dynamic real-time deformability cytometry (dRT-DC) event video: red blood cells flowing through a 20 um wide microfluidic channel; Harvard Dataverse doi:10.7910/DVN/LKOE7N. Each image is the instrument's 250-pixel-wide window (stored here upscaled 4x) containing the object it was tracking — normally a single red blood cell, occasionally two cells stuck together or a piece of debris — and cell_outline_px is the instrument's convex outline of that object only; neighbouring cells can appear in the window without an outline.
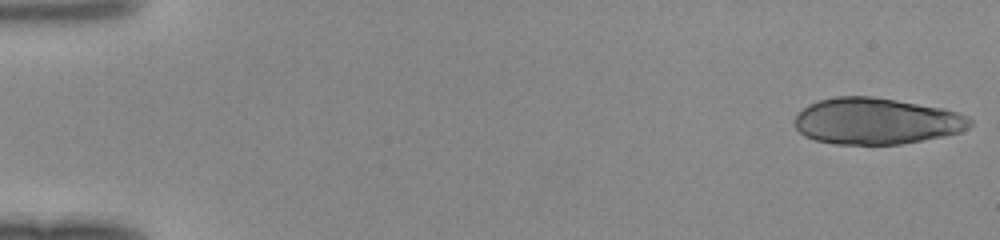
{"species": "human", "species_latin": "Homo sapiens", "temperature_condition": "room temperature", "stored_images_in_passage": 48, "camera_frame_rate_fps": 3000, "um_per_image_px": 0.085, "donor": {"sex": "female"}, "frame": {"image": 1, "passage_image": 1, "time_ms": 0.0, "image_size_px": [1000, 240], "cell_outline_px": [[972, 124], [968, 128], [960, 132], [944, 136], [924, 140], [900, 144], [836, 144], [816, 140], [804, 136], [796, 128], [796, 116], [808, 104], [820, 100], [836, 96], [868, 96], [896, 100], [944, 108], [968, 116], [972, 120]], "centroid_in_image_um": [74.52, 10.3], "position_along_channel_um": 10.5, "area_um2": 47.28}}
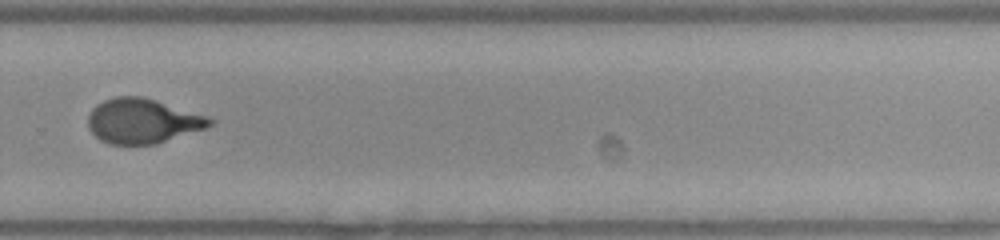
{"frame": {"image": 2, "passage_image": 34, "time_ms": 11.0, "image_size_px": [1000, 240], "cell_outline_px": [[216, 120], [212, 124], [204, 128], [156, 144], [108, 144], [100, 140], [88, 128], [88, 116], [92, 108], [96, 104], [104, 100], [116, 96], [140, 96], [156, 100]], "centroid_in_image_um": [12.06, 10.28], "position_along_channel_um": 317.7, "area_um2": 31.39}}
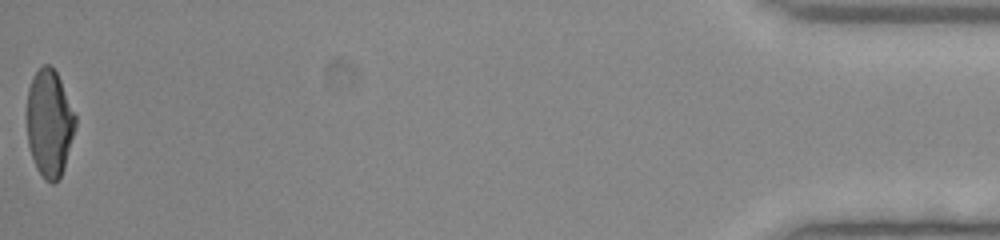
{"frame": {"image": 3, "passage_image": 48, "time_ms": 15.667, "image_size_px": [1000, 240], "cell_outline_px": [[76, 124], [64, 168], [60, 176], [52, 184], [44, 180], [36, 168], [28, 144], [28, 88], [32, 76], [44, 64], [48, 64], [56, 72], [60, 80], [76, 116]], "centroid_in_image_um": [4.2, 10.48], "position_along_channel_um": 431.0, "area_um2": 29.88}}